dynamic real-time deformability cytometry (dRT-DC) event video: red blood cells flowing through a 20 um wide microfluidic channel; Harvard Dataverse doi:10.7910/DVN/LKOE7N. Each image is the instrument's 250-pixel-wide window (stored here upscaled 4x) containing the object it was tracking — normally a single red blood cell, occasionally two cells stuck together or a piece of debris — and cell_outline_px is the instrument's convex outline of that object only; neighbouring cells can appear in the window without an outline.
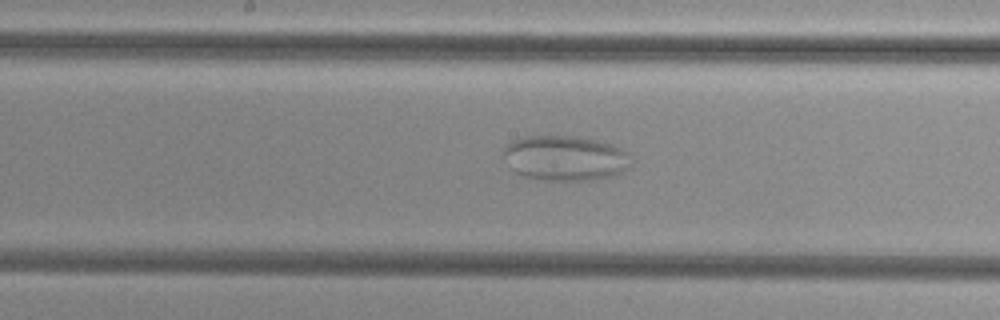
{"species": "common noctule bat (a hibernating species)", "species_latin": "Nyctalus noctula", "temperature_condition": "cold", "stored_images_in_passage": 55, "camera_frame_rate_fps": 3000, "um_per_image_px": 0.085, "animal": {"sex": "female", "body_mass_g": 29.2, "forearm_length_mm": 56.3}, "frame": {"image": 1, "passage_image": 29, "time_ms": 9.333, "image_size_px": [1000, 320], "cell_outline_px": [[632, 164], [628, 168], [616, 176], [592, 180], [544, 180], [524, 176], [516, 172], [512, 168], [504, 156], [504, 148], [512, 140], [524, 136], [568, 136], [592, 140], [612, 144], [628, 152], [632, 160]], "centroid_in_image_um": [48.08, 13.45], "position_along_channel_um": 200.1, "area_um2": 33.47}}
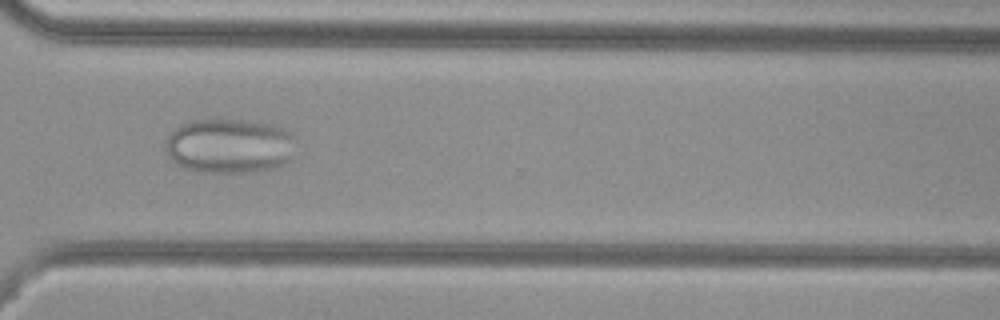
{"frame": {"image": 2, "passage_image": 41, "time_ms": 13.333, "image_size_px": [1000, 320], "cell_outline_px": [[296, 136], [292, 160], [276, 168], [256, 172], [196, 172], [184, 168], [176, 164], [168, 156], [164, 144], [168, 136], [180, 124], [188, 120], [244, 120], [268, 124], [284, 128], [292, 132]], "centroid_in_image_um": [19.53, 12.41], "position_along_channel_um": 351.1, "area_um2": 42.25}}
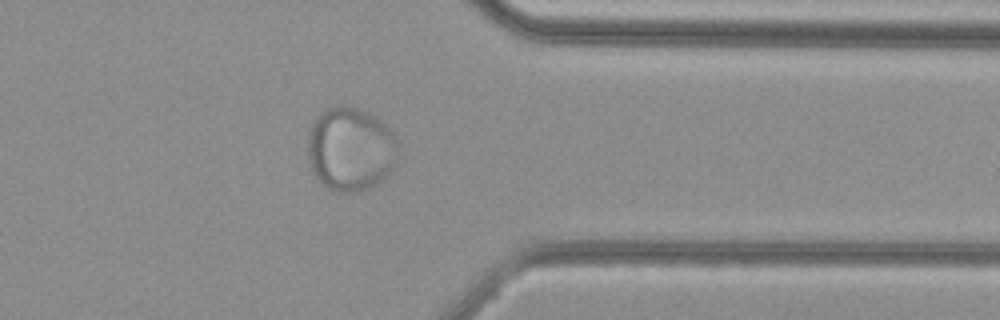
{"frame": {"image": 3, "passage_image": 44, "time_ms": 14.333, "image_size_px": [1000, 320], "cell_outline_px": [[400, 144], [396, 164], [376, 184], [360, 192], [336, 192], [320, 184], [312, 172], [308, 160], [308, 136], [312, 124], [316, 116], [320, 112], [332, 104], [344, 104], [356, 108], [376, 116], [396, 136]], "centroid_in_image_um": [29.78, 12.66], "position_along_channel_um": 381.6, "area_um2": 44.91}}